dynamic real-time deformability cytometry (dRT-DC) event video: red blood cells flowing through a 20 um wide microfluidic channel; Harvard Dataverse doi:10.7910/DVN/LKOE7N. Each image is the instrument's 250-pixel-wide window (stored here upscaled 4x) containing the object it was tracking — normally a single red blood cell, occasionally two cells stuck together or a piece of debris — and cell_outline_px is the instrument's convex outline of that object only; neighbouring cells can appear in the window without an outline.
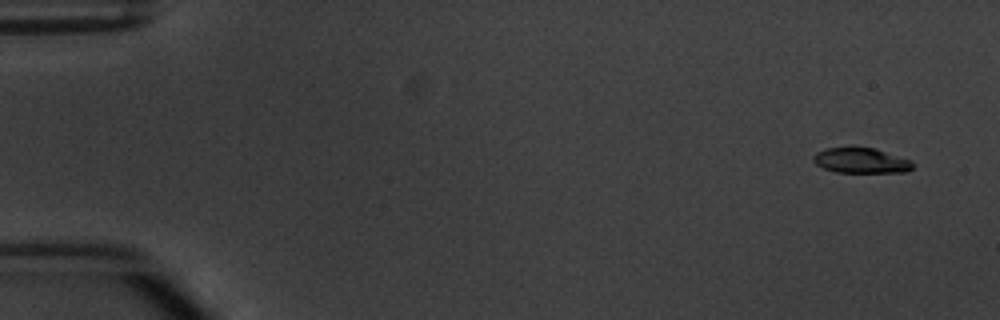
{"species": "common noctule bat (a hibernating species)", "species_latin": "Nyctalus noctula", "temperature_condition": "warm", "stored_images_in_passage": 5, "camera_frame_rate_fps": 3000, "um_per_image_px": 0.085, "animal": {"sex": "male", "body_mass_g": 20.1, "forearm_length_mm": 53.5}, "frame": {"image": 1, "passage_image": 1, "time_ms": 0.0, "image_size_px": [1000, 320], "cell_outline_px": [[916, 164], [912, 168], [904, 172], [836, 172], [824, 168], [816, 164], [812, 160], [812, 156], [816, 152], [828, 148], [876, 148], [912, 160]], "centroid_in_image_um": [73.22, 13.65], "position_along_channel_um": 11.8, "area_um2": 14.62}}